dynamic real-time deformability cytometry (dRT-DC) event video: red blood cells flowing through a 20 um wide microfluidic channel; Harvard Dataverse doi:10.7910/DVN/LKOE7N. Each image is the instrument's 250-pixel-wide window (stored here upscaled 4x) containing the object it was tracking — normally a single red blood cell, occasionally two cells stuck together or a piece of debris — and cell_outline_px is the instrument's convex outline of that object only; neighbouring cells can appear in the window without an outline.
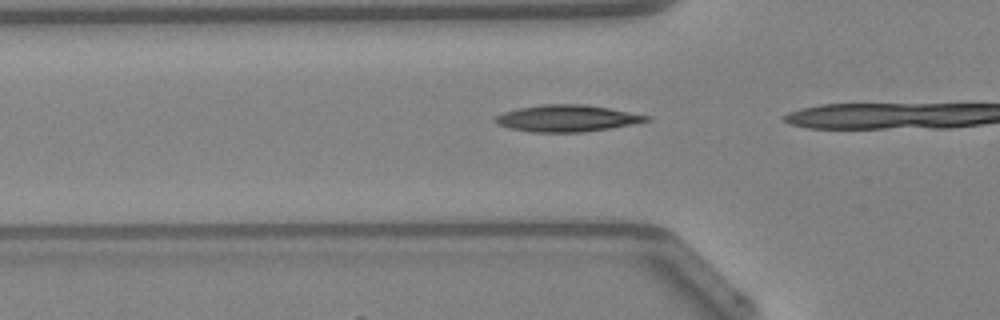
{"species": "Egyptian fruit bat (a non-hibernating species)", "species_latin": "Rousettus aegyptiacus", "temperature_condition": "warm", "stored_images_in_passage": 9, "camera_frame_rate_fps": 3000, "um_per_image_px": 0.085, "animal": {"sex": "female"}, "frame": {"image": 1, "passage_image": 2, "time_ms": 0.333, "image_size_px": [1000, 320], "cell_outline_px": [[652, 120], [632, 124], [584, 132], [532, 132], [512, 128], [496, 124], [492, 120], [496, 116], [504, 112], [520, 108], [544, 104], [580, 104], [608, 108], [648, 116]], "centroid_in_image_um": [48.16, 10.06], "position_along_channel_um": 77.6, "area_um2": 23.12}}